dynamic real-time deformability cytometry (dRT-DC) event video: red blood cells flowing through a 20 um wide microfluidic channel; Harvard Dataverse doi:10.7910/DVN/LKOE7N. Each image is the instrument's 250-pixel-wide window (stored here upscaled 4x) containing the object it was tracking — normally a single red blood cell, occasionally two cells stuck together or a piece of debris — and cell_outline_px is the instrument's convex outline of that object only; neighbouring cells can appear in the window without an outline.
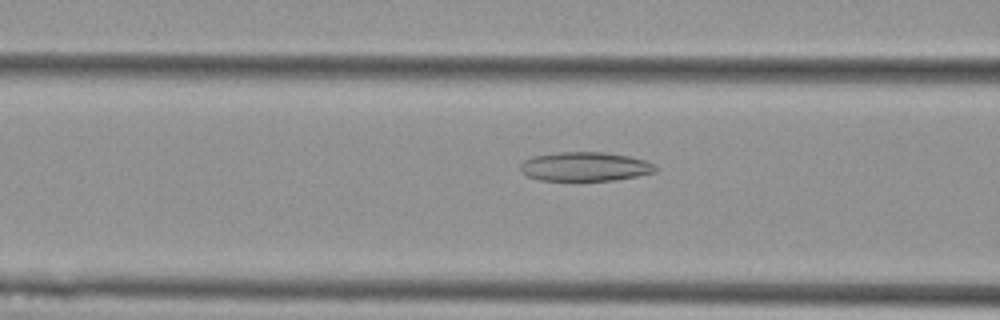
{"species": "Egyptian fruit bat (a non-hibernating species)", "species_latin": "Rousettus aegyptiacus", "temperature_condition": "cold", "stored_images_in_passage": 39, "camera_frame_rate_fps": 3000, "um_per_image_px": 0.085, "animal": {"sex": "female"}, "frame": {"image": 1, "passage_image": 16, "time_ms": 5.0, "image_size_px": [1000, 320], "cell_outline_px": [[660, 168], [656, 172], [616, 180], [540, 180], [528, 176], [520, 172], [520, 164], [524, 160], [532, 156], [556, 152], [604, 152], [628, 156], [644, 160], [656, 164]], "centroid_in_image_um": [49.74, 14.15], "position_along_channel_um": 116.9, "area_um2": 23.06}}
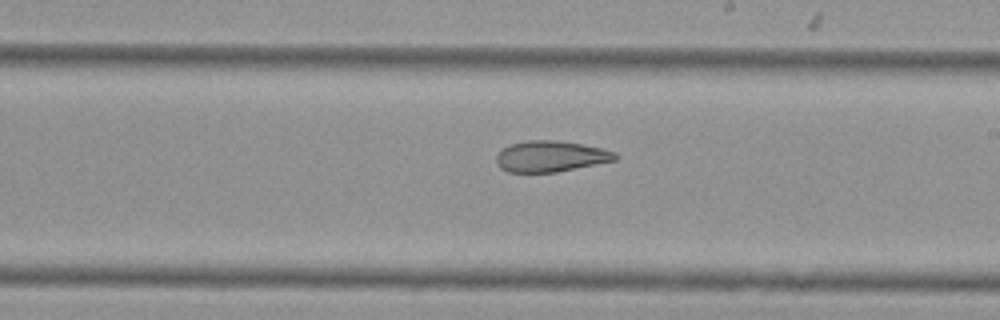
{"frame": {"image": 2, "passage_image": 26, "time_ms": 8.333, "image_size_px": [1000, 320], "cell_outline_px": [[620, 156], [616, 160], [556, 172], [508, 172], [500, 168], [496, 164], [496, 156], [504, 148], [512, 144], [528, 140], [556, 140], [604, 148], [616, 152]], "centroid_in_image_um": [46.83, 13.29], "position_along_channel_um": 242.2, "area_um2": 21.44}}
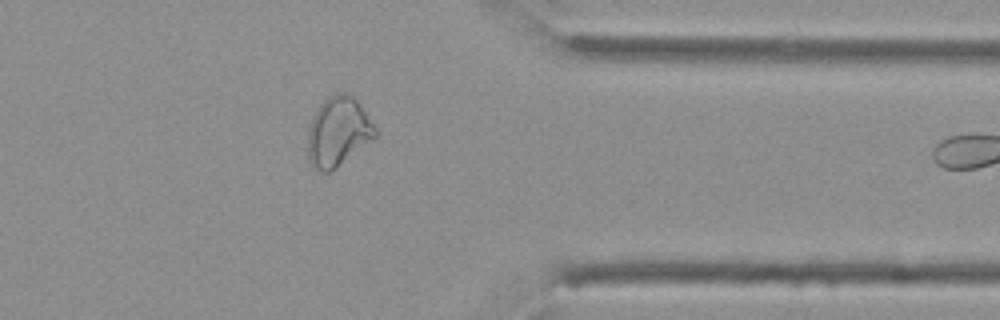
{"frame": {"image": 3, "passage_image": 38, "time_ms": 12.333, "image_size_px": [1000, 320], "cell_outline_px": [[376, 136], [372, 140], [328, 172], [320, 172], [308, 160], [308, 128], [312, 116], [320, 104], [328, 96], [336, 92], [348, 92], [360, 104], [376, 128]], "centroid_in_image_um": [28.72, 11.15], "position_along_channel_um": 382.7, "area_um2": 26.93}}